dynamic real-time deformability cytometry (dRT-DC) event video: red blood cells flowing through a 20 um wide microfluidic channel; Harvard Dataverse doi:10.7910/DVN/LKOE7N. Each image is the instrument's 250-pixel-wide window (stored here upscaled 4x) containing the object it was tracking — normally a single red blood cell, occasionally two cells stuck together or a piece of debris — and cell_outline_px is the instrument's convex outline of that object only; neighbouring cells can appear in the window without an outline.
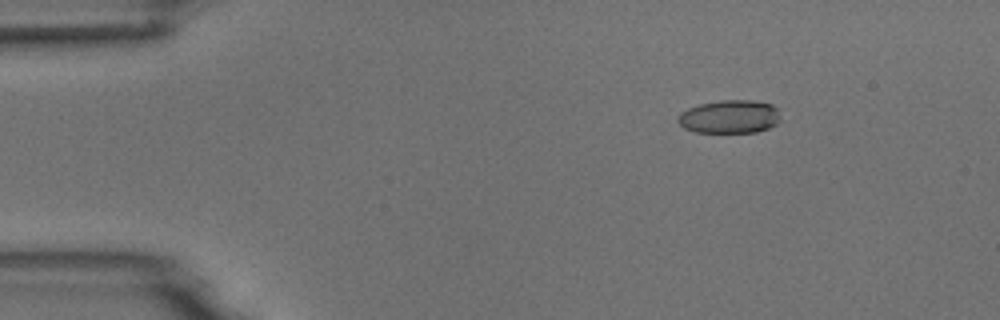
{"species": "common noctule bat (a hibernating species)", "species_latin": "Nyctalus noctula", "temperature_condition": "room temperature", "stored_images_in_passage": 5, "camera_frame_rate_fps": 3000, "um_per_image_px": 0.085, "animal": {"sex": "male", "body_mass_g": 18.8}, "frame": {"image": 1, "passage_image": 3, "time_ms": 2.333, "image_size_px": [1000, 320], "cell_outline_px": [[780, 120], [776, 124], [768, 128], [756, 132], [696, 132], [684, 128], [676, 120], [676, 116], [680, 112], [688, 108], [700, 104], [720, 100], [752, 100], [772, 104], [776, 108]], "centroid_in_image_um": [61.98, 9.91], "position_along_channel_um": 23.0, "area_um2": 19.94}}